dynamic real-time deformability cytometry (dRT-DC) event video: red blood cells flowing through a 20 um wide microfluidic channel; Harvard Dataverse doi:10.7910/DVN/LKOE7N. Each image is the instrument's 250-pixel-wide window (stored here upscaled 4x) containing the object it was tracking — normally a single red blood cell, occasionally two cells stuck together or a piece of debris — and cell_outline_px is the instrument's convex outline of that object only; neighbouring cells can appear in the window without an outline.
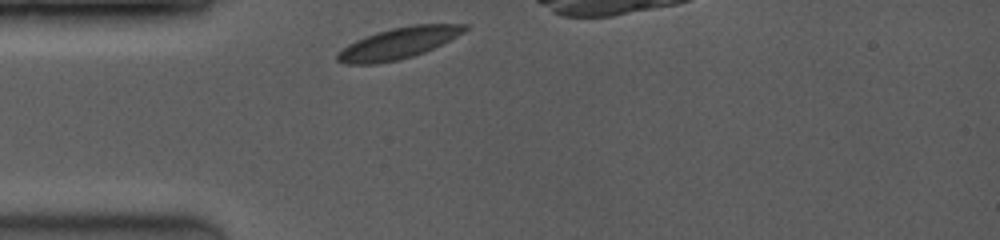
{"species": "common noctule bat (a hibernating species)", "species_latin": "Nyctalus noctula", "temperature_condition": "room temperature", "stored_images_in_passage": 1, "camera_frame_rate_fps": 3500, "um_per_image_px": 0.085, "animal": {"sex": "female", "body_mass_g": 19.0, "forearm_length_mm": 53.3}, "frame": {"image": 1, "passage_image": 1, "time_ms": 0.0, "image_size_px": [1000, 240], "cell_outline_px": [[468, 28], [464, 32], [424, 52], [412, 56], [396, 60], [376, 64], [344, 64], [336, 60], [336, 56], [348, 44], [364, 36], [392, 28], [412, 24], [468, 24]], "centroid_in_image_um": [33.84, 3.67], "position_along_channel_um": 51.2, "area_um2": 22.83}}